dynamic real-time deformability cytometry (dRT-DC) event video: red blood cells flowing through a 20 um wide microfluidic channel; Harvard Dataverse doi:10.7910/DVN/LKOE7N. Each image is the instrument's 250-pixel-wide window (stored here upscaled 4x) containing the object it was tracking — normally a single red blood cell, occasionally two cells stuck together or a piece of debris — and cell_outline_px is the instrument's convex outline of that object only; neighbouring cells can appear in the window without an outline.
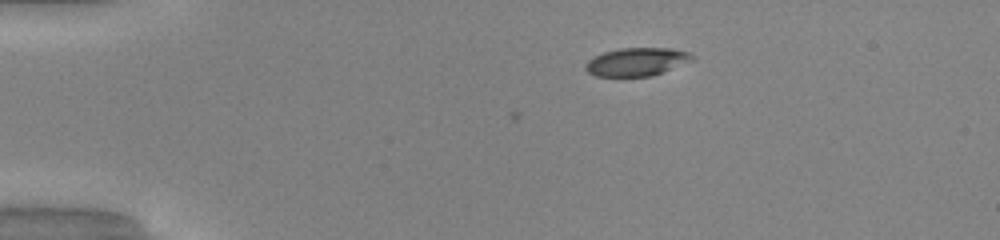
{"species": "common noctule bat (a hibernating species)", "species_latin": "Nyctalus noctula", "temperature_condition": "warm", "stored_images_in_passage": 13, "camera_frame_rate_fps": 3000, "um_per_image_px": 0.085, "animal": {"sex": "male", "body_mass_g": 20.0, "forearm_length_mm": 53.3}, "frame": {"image": 1, "passage_image": 13, "time_ms": 4.0, "image_size_px": [1000, 240], "cell_outline_px": [[696, 60], [652, 76], [596, 76], [588, 72], [584, 68], [584, 64], [588, 60], [604, 52], [620, 48], [672, 48], [692, 52], [696, 56]], "centroid_in_image_um": [54.2, 5.25], "position_along_channel_um": 30.8, "area_um2": 17.8}}